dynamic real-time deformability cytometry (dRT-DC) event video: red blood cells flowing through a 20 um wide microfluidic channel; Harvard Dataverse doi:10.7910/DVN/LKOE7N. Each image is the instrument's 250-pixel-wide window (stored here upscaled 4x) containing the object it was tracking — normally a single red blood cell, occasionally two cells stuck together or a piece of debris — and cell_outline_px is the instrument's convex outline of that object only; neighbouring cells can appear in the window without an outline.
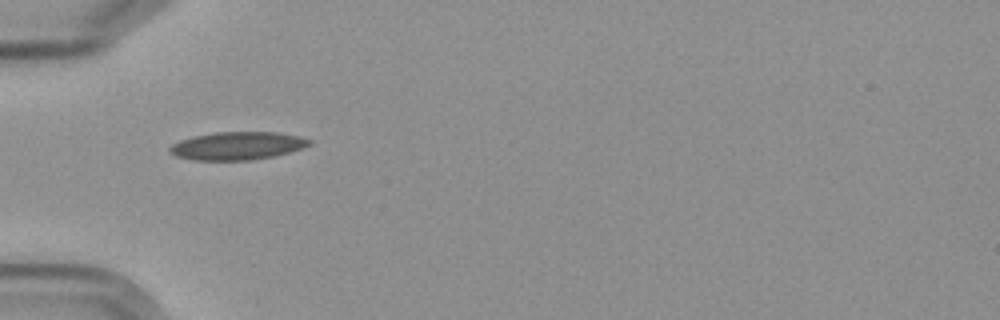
{"species": "Egyptian fruit bat (a non-hibernating species)", "species_latin": "Rousettus aegyptiacus", "temperature_condition": "cold", "stored_images_in_passage": 1, "camera_frame_rate_fps": 3000, "um_per_image_px": 0.085, "frame": {"image": 1, "passage_image": 1, "time_ms": 0.0, "image_size_px": [1000, 320], "cell_outline_px": [[312, 144], [288, 152], [272, 156], [248, 160], [196, 160], [176, 156], [168, 152], [168, 148], [172, 144], [180, 140], [192, 136], [216, 132], [280, 132], [300, 136], [312, 140]], "centroid_in_image_um": [20.15, 12.38], "position_along_channel_um": 64.8, "area_um2": 22.72}}